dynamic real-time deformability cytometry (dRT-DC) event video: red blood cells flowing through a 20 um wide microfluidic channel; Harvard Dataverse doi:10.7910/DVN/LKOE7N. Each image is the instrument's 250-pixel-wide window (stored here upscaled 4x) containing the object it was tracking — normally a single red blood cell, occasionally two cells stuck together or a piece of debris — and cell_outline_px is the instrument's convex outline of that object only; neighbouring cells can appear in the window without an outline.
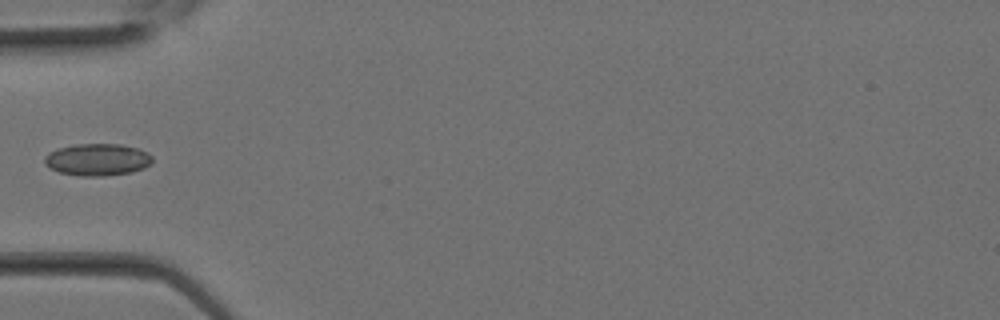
{"species": "Egyptian fruit bat (a non-hibernating species)", "species_latin": "Rousettus aegyptiacus", "temperature_condition": "room temperature", "stored_images_in_passage": 11, "camera_frame_rate_fps": 3000, "um_per_image_px": 0.085, "animal": {"sex": "female"}, "frame": {"image": 1, "passage_image": 10, "time_ms": 3.0, "image_size_px": [1000, 320], "cell_outline_px": [[152, 160], [144, 168], [132, 172], [104, 176], [80, 176], [60, 172], [44, 164], [44, 156], [56, 148], [76, 144], [120, 144], [136, 148], [148, 152], [152, 156]], "centroid_in_image_um": [8.27, 13.56], "position_along_channel_um": 76.7, "area_um2": 20.11}}